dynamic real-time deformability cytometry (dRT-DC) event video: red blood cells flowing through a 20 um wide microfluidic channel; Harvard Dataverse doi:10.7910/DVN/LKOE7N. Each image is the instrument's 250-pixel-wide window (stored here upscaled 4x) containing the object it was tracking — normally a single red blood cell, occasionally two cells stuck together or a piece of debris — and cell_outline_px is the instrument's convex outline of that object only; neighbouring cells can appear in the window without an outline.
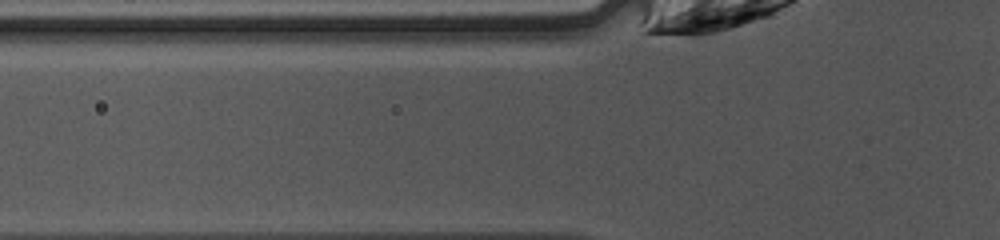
{"species": "common noctule bat (a hibernating species)", "species_latin": "Nyctalus noctula", "temperature_condition": "warm", "stored_images_in_passage": 4, "camera_frame_rate_fps": 3000, "um_per_image_px": 0.085, "animal": {"sex": "female", "body_mass_g": 10.0, "forearm_length_mm": 53.1}, "frame": {"image": 1, "passage_image": 3, "time_ms": 0.667, "image_size_px": [1000, 240], "cell_outline_px": [[536, 200], [528, 204], [436, 204], [412, 200], [416, 196], [424, 192], [536, 192]], "centroid_in_image_um": [40.53, 16.82], "position_along_channel_um": 85.3, "area_um2": 10.0}}